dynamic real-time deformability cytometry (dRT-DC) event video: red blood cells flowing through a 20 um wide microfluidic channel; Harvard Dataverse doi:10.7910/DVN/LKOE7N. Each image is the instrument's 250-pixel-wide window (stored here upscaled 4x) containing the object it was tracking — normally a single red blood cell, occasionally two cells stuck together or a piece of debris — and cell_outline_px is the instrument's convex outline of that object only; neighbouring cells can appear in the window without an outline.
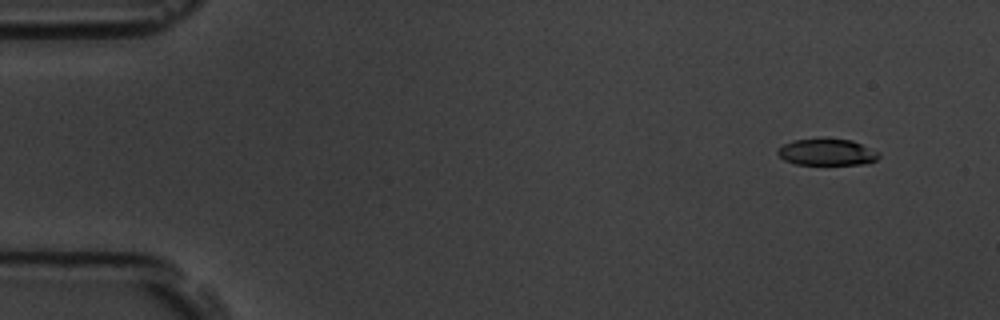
{"species": "common noctule bat (a hibernating species)", "species_latin": "Nyctalus noctula", "temperature_condition": "room temperature", "stored_images_in_passage": 5, "camera_frame_rate_fps": 3000, "um_per_image_px": 0.085, "animal": {"sex": "male", "body_mass_g": 19.5, "forearm_length_mm": 54.6}, "frame": {"image": 1, "passage_image": 5, "time_ms": 1.333, "image_size_px": [1000, 320], "cell_outline_px": [[880, 156], [876, 160], [864, 164], [796, 164], [784, 160], [776, 152], [784, 144], [792, 140], [824, 136], [852, 140], [880, 152]], "centroid_in_image_um": [70.3, 12.89], "position_along_channel_um": 14.7, "area_um2": 16.13}}